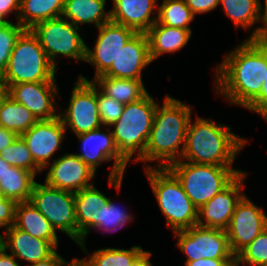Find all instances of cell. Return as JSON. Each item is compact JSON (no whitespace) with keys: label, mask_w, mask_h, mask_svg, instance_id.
Here are the masks:
<instances>
[{"label":"cell","mask_w":267,"mask_h":266,"mask_svg":"<svg viewBox=\"0 0 267 266\" xmlns=\"http://www.w3.org/2000/svg\"><path fill=\"white\" fill-rule=\"evenodd\" d=\"M65 131L66 127L57 117L51 120H40L20 135L27 144L35 164L41 170L49 166L48 159L59 149Z\"/></svg>","instance_id":"cell-17"},{"label":"cell","mask_w":267,"mask_h":266,"mask_svg":"<svg viewBox=\"0 0 267 266\" xmlns=\"http://www.w3.org/2000/svg\"><path fill=\"white\" fill-rule=\"evenodd\" d=\"M267 228V216L247 197L236 205L226 233L232 254L236 257Z\"/></svg>","instance_id":"cell-13"},{"label":"cell","mask_w":267,"mask_h":266,"mask_svg":"<svg viewBox=\"0 0 267 266\" xmlns=\"http://www.w3.org/2000/svg\"><path fill=\"white\" fill-rule=\"evenodd\" d=\"M146 168L144 169L159 207L172 230L176 232L196 225L198 209L183 190L177 177L167 167Z\"/></svg>","instance_id":"cell-6"},{"label":"cell","mask_w":267,"mask_h":266,"mask_svg":"<svg viewBox=\"0 0 267 266\" xmlns=\"http://www.w3.org/2000/svg\"><path fill=\"white\" fill-rule=\"evenodd\" d=\"M245 143L246 140L231 133L230 127L197 118L193 124L189 122L181 159L194 164L232 167Z\"/></svg>","instance_id":"cell-3"},{"label":"cell","mask_w":267,"mask_h":266,"mask_svg":"<svg viewBox=\"0 0 267 266\" xmlns=\"http://www.w3.org/2000/svg\"><path fill=\"white\" fill-rule=\"evenodd\" d=\"M35 175L23 168L11 166L0 181V192L16 203L28 202L36 181Z\"/></svg>","instance_id":"cell-28"},{"label":"cell","mask_w":267,"mask_h":266,"mask_svg":"<svg viewBox=\"0 0 267 266\" xmlns=\"http://www.w3.org/2000/svg\"><path fill=\"white\" fill-rule=\"evenodd\" d=\"M75 195V210L77 221V244L80 245L85 252L84 239L90 231V227H98V213L105 205L109 198L104 196L93 185L84 188Z\"/></svg>","instance_id":"cell-21"},{"label":"cell","mask_w":267,"mask_h":266,"mask_svg":"<svg viewBox=\"0 0 267 266\" xmlns=\"http://www.w3.org/2000/svg\"><path fill=\"white\" fill-rule=\"evenodd\" d=\"M245 176L246 173L241 172L224 190L201 206L197 212L198 219L196 225L226 230L236 205L245 196L240 193ZM201 216L205 218V223Z\"/></svg>","instance_id":"cell-15"},{"label":"cell","mask_w":267,"mask_h":266,"mask_svg":"<svg viewBox=\"0 0 267 266\" xmlns=\"http://www.w3.org/2000/svg\"><path fill=\"white\" fill-rule=\"evenodd\" d=\"M76 136L82 142L83 152L75 155L92 171L95 172L97 166L101 164L100 161L114 159V165L109 175V185L120 189L127 162L118 153L112 131L106 134L98 128Z\"/></svg>","instance_id":"cell-12"},{"label":"cell","mask_w":267,"mask_h":266,"mask_svg":"<svg viewBox=\"0 0 267 266\" xmlns=\"http://www.w3.org/2000/svg\"><path fill=\"white\" fill-rule=\"evenodd\" d=\"M10 167H11V165L0 157V181H1V178H2L3 174Z\"/></svg>","instance_id":"cell-49"},{"label":"cell","mask_w":267,"mask_h":266,"mask_svg":"<svg viewBox=\"0 0 267 266\" xmlns=\"http://www.w3.org/2000/svg\"><path fill=\"white\" fill-rule=\"evenodd\" d=\"M6 250L0 246V266H19L13 255H8Z\"/></svg>","instance_id":"cell-46"},{"label":"cell","mask_w":267,"mask_h":266,"mask_svg":"<svg viewBox=\"0 0 267 266\" xmlns=\"http://www.w3.org/2000/svg\"><path fill=\"white\" fill-rule=\"evenodd\" d=\"M186 266H236L235 259H204L185 262Z\"/></svg>","instance_id":"cell-42"},{"label":"cell","mask_w":267,"mask_h":266,"mask_svg":"<svg viewBox=\"0 0 267 266\" xmlns=\"http://www.w3.org/2000/svg\"><path fill=\"white\" fill-rule=\"evenodd\" d=\"M7 97V85L2 75H0V104Z\"/></svg>","instance_id":"cell-48"},{"label":"cell","mask_w":267,"mask_h":266,"mask_svg":"<svg viewBox=\"0 0 267 266\" xmlns=\"http://www.w3.org/2000/svg\"><path fill=\"white\" fill-rule=\"evenodd\" d=\"M58 89L55 82L19 83L7 86V96L24 105L38 121L59 117L54 101Z\"/></svg>","instance_id":"cell-16"},{"label":"cell","mask_w":267,"mask_h":266,"mask_svg":"<svg viewBox=\"0 0 267 266\" xmlns=\"http://www.w3.org/2000/svg\"><path fill=\"white\" fill-rule=\"evenodd\" d=\"M226 15H228L236 26L248 28L258 21L259 0H220Z\"/></svg>","instance_id":"cell-32"},{"label":"cell","mask_w":267,"mask_h":266,"mask_svg":"<svg viewBox=\"0 0 267 266\" xmlns=\"http://www.w3.org/2000/svg\"><path fill=\"white\" fill-rule=\"evenodd\" d=\"M30 203L51 223L77 243V221L74 192L35 182Z\"/></svg>","instance_id":"cell-9"},{"label":"cell","mask_w":267,"mask_h":266,"mask_svg":"<svg viewBox=\"0 0 267 266\" xmlns=\"http://www.w3.org/2000/svg\"><path fill=\"white\" fill-rule=\"evenodd\" d=\"M267 119V75L262 84L260 95L247 107Z\"/></svg>","instance_id":"cell-40"},{"label":"cell","mask_w":267,"mask_h":266,"mask_svg":"<svg viewBox=\"0 0 267 266\" xmlns=\"http://www.w3.org/2000/svg\"><path fill=\"white\" fill-rule=\"evenodd\" d=\"M133 217L126 214L125 210L122 211L115 206L111 200L103 205L98 213V227L107 231L122 228L127 221L132 220ZM113 228H111V227ZM110 227V228H109Z\"/></svg>","instance_id":"cell-36"},{"label":"cell","mask_w":267,"mask_h":266,"mask_svg":"<svg viewBox=\"0 0 267 266\" xmlns=\"http://www.w3.org/2000/svg\"><path fill=\"white\" fill-rule=\"evenodd\" d=\"M26 29L18 22H0V75L3 74L17 39Z\"/></svg>","instance_id":"cell-35"},{"label":"cell","mask_w":267,"mask_h":266,"mask_svg":"<svg viewBox=\"0 0 267 266\" xmlns=\"http://www.w3.org/2000/svg\"><path fill=\"white\" fill-rule=\"evenodd\" d=\"M97 106L102 125L109 127L122 115L125 105L105 95L101 91L97 93Z\"/></svg>","instance_id":"cell-37"},{"label":"cell","mask_w":267,"mask_h":266,"mask_svg":"<svg viewBox=\"0 0 267 266\" xmlns=\"http://www.w3.org/2000/svg\"><path fill=\"white\" fill-rule=\"evenodd\" d=\"M75 26L63 16L36 23L30 30L38 38L41 47L56 67L57 55L86 60L87 46Z\"/></svg>","instance_id":"cell-8"},{"label":"cell","mask_w":267,"mask_h":266,"mask_svg":"<svg viewBox=\"0 0 267 266\" xmlns=\"http://www.w3.org/2000/svg\"><path fill=\"white\" fill-rule=\"evenodd\" d=\"M14 226L31 236L51 242L56 248L58 237L51 223L30 203H17Z\"/></svg>","instance_id":"cell-24"},{"label":"cell","mask_w":267,"mask_h":266,"mask_svg":"<svg viewBox=\"0 0 267 266\" xmlns=\"http://www.w3.org/2000/svg\"><path fill=\"white\" fill-rule=\"evenodd\" d=\"M19 135L0 126V151L13 144Z\"/></svg>","instance_id":"cell-45"},{"label":"cell","mask_w":267,"mask_h":266,"mask_svg":"<svg viewBox=\"0 0 267 266\" xmlns=\"http://www.w3.org/2000/svg\"><path fill=\"white\" fill-rule=\"evenodd\" d=\"M99 28V35L94 51L87 47L85 62L92 63L96 68V77L103 75L116 60L119 51L136 33L124 25L109 21Z\"/></svg>","instance_id":"cell-14"},{"label":"cell","mask_w":267,"mask_h":266,"mask_svg":"<svg viewBox=\"0 0 267 266\" xmlns=\"http://www.w3.org/2000/svg\"><path fill=\"white\" fill-rule=\"evenodd\" d=\"M75 260L76 259H74L72 262L67 263V261H65L57 252H55L51 257L47 258L46 260L39 261L37 263H32L31 266H63L64 264L70 266Z\"/></svg>","instance_id":"cell-44"},{"label":"cell","mask_w":267,"mask_h":266,"mask_svg":"<svg viewBox=\"0 0 267 266\" xmlns=\"http://www.w3.org/2000/svg\"><path fill=\"white\" fill-rule=\"evenodd\" d=\"M70 266H81V265L77 262V260H75V261L73 262V264H71Z\"/></svg>","instance_id":"cell-50"},{"label":"cell","mask_w":267,"mask_h":266,"mask_svg":"<svg viewBox=\"0 0 267 266\" xmlns=\"http://www.w3.org/2000/svg\"><path fill=\"white\" fill-rule=\"evenodd\" d=\"M106 0H65L62 16L75 26L79 23H95L98 28L111 21L110 11L105 15Z\"/></svg>","instance_id":"cell-25"},{"label":"cell","mask_w":267,"mask_h":266,"mask_svg":"<svg viewBox=\"0 0 267 266\" xmlns=\"http://www.w3.org/2000/svg\"><path fill=\"white\" fill-rule=\"evenodd\" d=\"M151 252L145 251L133 264L132 266H152L149 261Z\"/></svg>","instance_id":"cell-47"},{"label":"cell","mask_w":267,"mask_h":266,"mask_svg":"<svg viewBox=\"0 0 267 266\" xmlns=\"http://www.w3.org/2000/svg\"><path fill=\"white\" fill-rule=\"evenodd\" d=\"M191 30L162 25L158 21L146 32L151 61L163 53L180 50L191 36Z\"/></svg>","instance_id":"cell-23"},{"label":"cell","mask_w":267,"mask_h":266,"mask_svg":"<svg viewBox=\"0 0 267 266\" xmlns=\"http://www.w3.org/2000/svg\"><path fill=\"white\" fill-rule=\"evenodd\" d=\"M144 252L140 246L130 250L106 248L95 251L89 260H76L81 266H132Z\"/></svg>","instance_id":"cell-30"},{"label":"cell","mask_w":267,"mask_h":266,"mask_svg":"<svg viewBox=\"0 0 267 266\" xmlns=\"http://www.w3.org/2000/svg\"><path fill=\"white\" fill-rule=\"evenodd\" d=\"M5 231L8 242L1 235V247L5 250L9 248L15 258L37 263L46 260L56 252V247L51 242L35 238L14 225Z\"/></svg>","instance_id":"cell-20"},{"label":"cell","mask_w":267,"mask_h":266,"mask_svg":"<svg viewBox=\"0 0 267 266\" xmlns=\"http://www.w3.org/2000/svg\"><path fill=\"white\" fill-rule=\"evenodd\" d=\"M55 70L38 38L26 29L17 39L2 77L7 86L55 82Z\"/></svg>","instance_id":"cell-5"},{"label":"cell","mask_w":267,"mask_h":266,"mask_svg":"<svg viewBox=\"0 0 267 266\" xmlns=\"http://www.w3.org/2000/svg\"><path fill=\"white\" fill-rule=\"evenodd\" d=\"M16 205L14 200L6 198L0 192V227H7L6 229H8L14 225Z\"/></svg>","instance_id":"cell-38"},{"label":"cell","mask_w":267,"mask_h":266,"mask_svg":"<svg viewBox=\"0 0 267 266\" xmlns=\"http://www.w3.org/2000/svg\"><path fill=\"white\" fill-rule=\"evenodd\" d=\"M37 122L36 117L24 105L14 102L8 96L0 104V126L19 136Z\"/></svg>","instance_id":"cell-29"},{"label":"cell","mask_w":267,"mask_h":266,"mask_svg":"<svg viewBox=\"0 0 267 266\" xmlns=\"http://www.w3.org/2000/svg\"><path fill=\"white\" fill-rule=\"evenodd\" d=\"M190 117V107L170 96L165 97L162 108L157 105L144 161L162 159L165 163L160 162L158 166L166 168L178 161L176 156L181 159ZM181 144L183 148L179 152Z\"/></svg>","instance_id":"cell-2"},{"label":"cell","mask_w":267,"mask_h":266,"mask_svg":"<svg viewBox=\"0 0 267 266\" xmlns=\"http://www.w3.org/2000/svg\"><path fill=\"white\" fill-rule=\"evenodd\" d=\"M157 14L160 24L186 30H191L188 25L195 17L185 0H164Z\"/></svg>","instance_id":"cell-31"},{"label":"cell","mask_w":267,"mask_h":266,"mask_svg":"<svg viewBox=\"0 0 267 266\" xmlns=\"http://www.w3.org/2000/svg\"><path fill=\"white\" fill-rule=\"evenodd\" d=\"M220 0H185L187 6L191 9L192 13H205L215 9Z\"/></svg>","instance_id":"cell-41"},{"label":"cell","mask_w":267,"mask_h":266,"mask_svg":"<svg viewBox=\"0 0 267 266\" xmlns=\"http://www.w3.org/2000/svg\"><path fill=\"white\" fill-rule=\"evenodd\" d=\"M262 6L259 4V17L258 21L262 20L265 23V27H258L252 35L247 39L248 41L267 47V0H265L264 14H261ZM263 15V16H262Z\"/></svg>","instance_id":"cell-39"},{"label":"cell","mask_w":267,"mask_h":266,"mask_svg":"<svg viewBox=\"0 0 267 266\" xmlns=\"http://www.w3.org/2000/svg\"><path fill=\"white\" fill-rule=\"evenodd\" d=\"M177 246L187 255L186 262L204 259H235L226 230L194 225L174 232Z\"/></svg>","instance_id":"cell-10"},{"label":"cell","mask_w":267,"mask_h":266,"mask_svg":"<svg viewBox=\"0 0 267 266\" xmlns=\"http://www.w3.org/2000/svg\"><path fill=\"white\" fill-rule=\"evenodd\" d=\"M216 69V87L229 102L247 108L260 95L267 75V47L246 40Z\"/></svg>","instance_id":"cell-1"},{"label":"cell","mask_w":267,"mask_h":266,"mask_svg":"<svg viewBox=\"0 0 267 266\" xmlns=\"http://www.w3.org/2000/svg\"><path fill=\"white\" fill-rule=\"evenodd\" d=\"M151 62L146 33H135L119 51L111 67L100 76L142 80V69Z\"/></svg>","instance_id":"cell-18"},{"label":"cell","mask_w":267,"mask_h":266,"mask_svg":"<svg viewBox=\"0 0 267 266\" xmlns=\"http://www.w3.org/2000/svg\"><path fill=\"white\" fill-rule=\"evenodd\" d=\"M49 167L45 179L48 186L75 193L93 185L88 181L94 178L95 172L75 154H65L53 160Z\"/></svg>","instance_id":"cell-19"},{"label":"cell","mask_w":267,"mask_h":266,"mask_svg":"<svg viewBox=\"0 0 267 266\" xmlns=\"http://www.w3.org/2000/svg\"><path fill=\"white\" fill-rule=\"evenodd\" d=\"M20 2L21 0H0V22H9L3 17L6 18L8 13H11L13 10H20Z\"/></svg>","instance_id":"cell-43"},{"label":"cell","mask_w":267,"mask_h":266,"mask_svg":"<svg viewBox=\"0 0 267 266\" xmlns=\"http://www.w3.org/2000/svg\"><path fill=\"white\" fill-rule=\"evenodd\" d=\"M65 0H21L17 22L25 29L36 23L61 17Z\"/></svg>","instance_id":"cell-27"},{"label":"cell","mask_w":267,"mask_h":266,"mask_svg":"<svg viewBox=\"0 0 267 266\" xmlns=\"http://www.w3.org/2000/svg\"><path fill=\"white\" fill-rule=\"evenodd\" d=\"M110 11L111 21L133 29L136 33H146L157 19H150L157 0H113Z\"/></svg>","instance_id":"cell-22"},{"label":"cell","mask_w":267,"mask_h":266,"mask_svg":"<svg viewBox=\"0 0 267 266\" xmlns=\"http://www.w3.org/2000/svg\"><path fill=\"white\" fill-rule=\"evenodd\" d=\"M236 266L246 262L251 266H267V228L236 257Z\"/></svg>","instance_id":"cell-34"},{"label":"cell","mask_w":267,"mask_h":266,"mask_svg":"<svg viewBox=\"0 0 267 266\" xmlns=\"http://www.w3.org/2000/svg\"><path fill=\"white\" fill-rule=\"evenodd\" d=\"M92 82H98L102 93L124 105L138 101L148 93L142 80L97 76Z\"/></svg>","instance_id":"cell-26"},{"label":"cell","mask_w":267,"mask_h":266,"mask_svg":"<svg viewBox=\"0 0 267 266\" xmlns=\"http://www.w3.org/2000/svg\"><path fill=\"white\" fill-rule=\"evenodd\" d=\"M0 157L11 166L23 168L34 175L42 171L34 162L27 144L18 136L13 144L0 151Z\"/></svg>","instance_id":"cell-33"},{"label":"cell","mask_w":267,"mask_h":266,"mask_svg":"<svg viewBox=\"0 0 267 266\" xmlns=\"http://www.w3.org/2000/svg\"><path fill=\"white\" fill-rule=\"evenodd\" d=\"M167 168L180 181L183 190L197 209L224 190L241 173L232 167L194 164L181 160Z\"/></svg>","instance_id":"cell-7"},{"label":"cell","mask_w":267,"mask_h":266,"mask_svg":"<svg viewBox=\"0 0 267 266\" xmlns=\"http://www.w3.org/2000/svg\"><path fill=\"white\" fill-rule=\"evenodd\" d=\"M97 83L79 77L71 95L67 111L59 114L64 126L76 135L100 128L102 125L97 106Z\"/></svg>","instance_id":"cell-11"},{"label":"cell","mask_w":267,"mask_h":266,"mask_svg":"<svg viewBox=\"0 0 267 266\" xmlns=\"http://www.w3.org/2000/svg\"><path fill=\"white\" fill-rule=\"evenodd\" d=\"M157 103L147 93L142 99L125 105L122 115L111 126L119 155L128 163L135 151L144 161V152L150 137Z\"/></svg>","instance_id":"cell-4"}]
</instances>
